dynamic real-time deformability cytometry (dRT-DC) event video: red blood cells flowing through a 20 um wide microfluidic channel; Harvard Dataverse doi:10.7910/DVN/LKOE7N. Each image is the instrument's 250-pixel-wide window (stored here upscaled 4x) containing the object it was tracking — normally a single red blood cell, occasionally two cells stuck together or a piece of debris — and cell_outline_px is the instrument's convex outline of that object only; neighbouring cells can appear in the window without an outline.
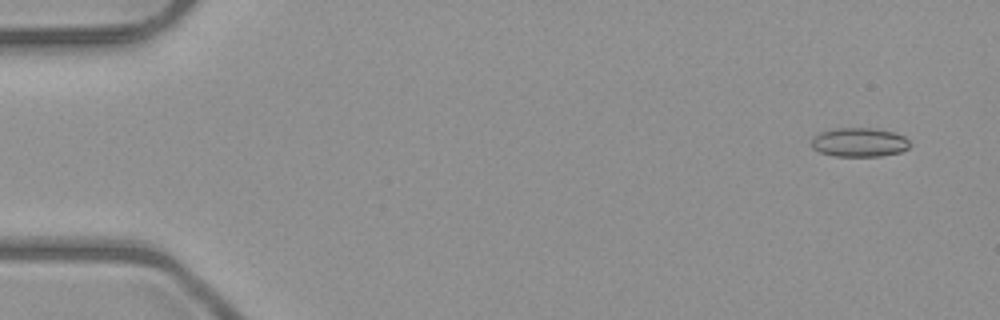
{"species": "common noctule bat (a hibernating species)", "species_latin": "Nyctalus noctula", "temperature_condition": "room temperature", "stored_images_in_passage": 4, "camera_frame_rate_fps": 3000, "um_per_image_px": 0.085, "animal": {"sex": "male", "body_mass_g": 23.1, "forearm_length_mm": 52.7}, "frame": {"image": 1, "passage_image": 1, "time_ms": 0.0, "image_size_px": [1000, 320], "cell_outline_px": [[912, 144], [908, 148], [900, 152], [880, 156], [832, 156], [820, 152], [812, 148], [812, 136], [820, 132], [832, 128], [872, 128], [896, 132], [904, 136]], "centroid_in_image_um": [73.03, 12.09], "position_along_channel_um": 12.0, "area_um2": 16.88}}